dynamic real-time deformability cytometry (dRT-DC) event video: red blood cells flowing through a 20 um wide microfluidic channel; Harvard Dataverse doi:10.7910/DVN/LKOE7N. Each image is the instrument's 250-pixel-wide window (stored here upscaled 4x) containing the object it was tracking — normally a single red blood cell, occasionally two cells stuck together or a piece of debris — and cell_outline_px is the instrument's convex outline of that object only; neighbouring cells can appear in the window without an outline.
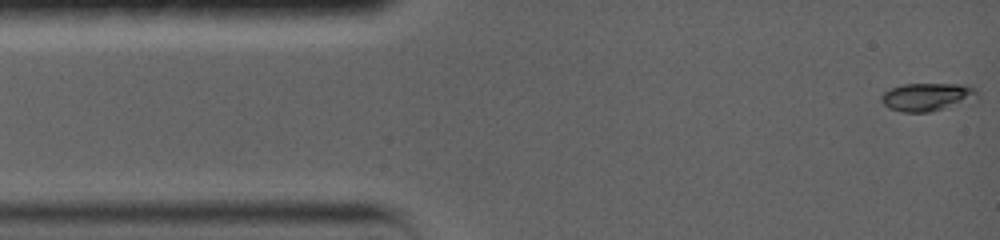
{"species": "common noctule bat (a hibernating species)", "species_latin": "Nyctalus noctula", "temperature_condition": "warm", "stored_images_in_passage": 9, "camera_frame_rate_fps": 5000, "um_per_image_px": 0.085, "animal": {"sex": "female", "body_mass_g": 19.0, "forearm_length_mm": 56.7}, "frame": {"image": 1, "passage_image": 1, "time_ms": 0.0, "image_size_px": [1000, 240], "cell_outline_px": [[972, 92], [940, 108], [928, 112], [904, 112], [892, 108], [884, 104], [884, 92], [892, 88], [904, 84], [952, 84], [972, 88]], "centroid_in_image_um": [78.5, 8.22], "position_along_channel_um": 6.5, "area_um2": 13.53}}
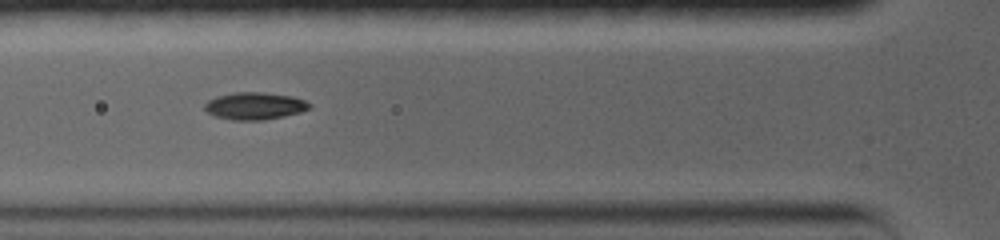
{"frame": {"image": 2, "passage_image": 8, "time_ms": 4.6, "image_size_px": [1000, 240], "cell_outline_px": [[308, 108], [296, 112], [280, 116], [260, 120], [240, 120], [220, 116], [208, 112], [204, 108], [212, 100], [224, 96], [244, 92], [288, 96], [300, 100], [308, 104]], "centroid_in_image_um": [21.64, 9.03], "position_along_channel_um": 104.2, "area_um2": 14.85}}
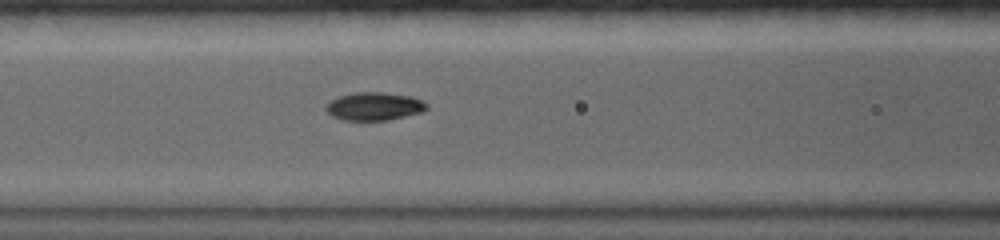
{"frame": {"image": 3, "passage_image": 9, "time_ms": 5.4, "image_size_px": [1000, 240], "cell_outline_px": [[424, 108], [416, 112], [384, 120], [344, 120], [328, 112], [328, 104], [332, 100], [344, 96], [364, 92], [368, 92], [404, 96], [420, 100], [424, 104]], "centroid_in_image_um": [31.73, 9.05], "position_along_channel_um": 134.9, "area_um2": 14.85}}